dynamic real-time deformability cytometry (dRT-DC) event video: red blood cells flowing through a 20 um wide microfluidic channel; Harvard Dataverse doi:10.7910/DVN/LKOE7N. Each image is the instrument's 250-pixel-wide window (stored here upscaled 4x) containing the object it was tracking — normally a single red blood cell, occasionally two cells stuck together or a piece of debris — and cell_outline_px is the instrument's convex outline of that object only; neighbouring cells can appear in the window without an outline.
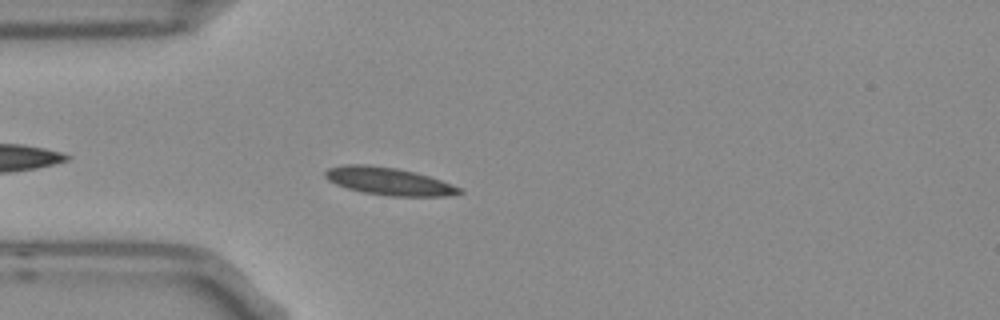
{"species": "Egyptian fruit bat (a non-hibernating species)", "species_latin": "Rousettus aegyptiacus", "temperature_condition": "room temperature", "stored_images_in_passage": 5, "camera_frame_rate_fps": 3000, "um_per_image_px": 0.085, "frame": {"image": 1, "passage_image": 5, "time_ms": 1.333, "image_size_px": [1000, 320], "cell_outline_px": [[464, 192], [448, 196], [388, 196], [364, 192], [348, 188], [336, 184], [328, 180], [324, 176], [324, 172], [328, 168], [344, 164], [368, 164], [396, 168], [428, 176], [440, 180], [460, 188]], "centroid_in_image_um": [33.0, 15.4], "position_along_channel_um": 52.0, "area_um2": 21.39}}